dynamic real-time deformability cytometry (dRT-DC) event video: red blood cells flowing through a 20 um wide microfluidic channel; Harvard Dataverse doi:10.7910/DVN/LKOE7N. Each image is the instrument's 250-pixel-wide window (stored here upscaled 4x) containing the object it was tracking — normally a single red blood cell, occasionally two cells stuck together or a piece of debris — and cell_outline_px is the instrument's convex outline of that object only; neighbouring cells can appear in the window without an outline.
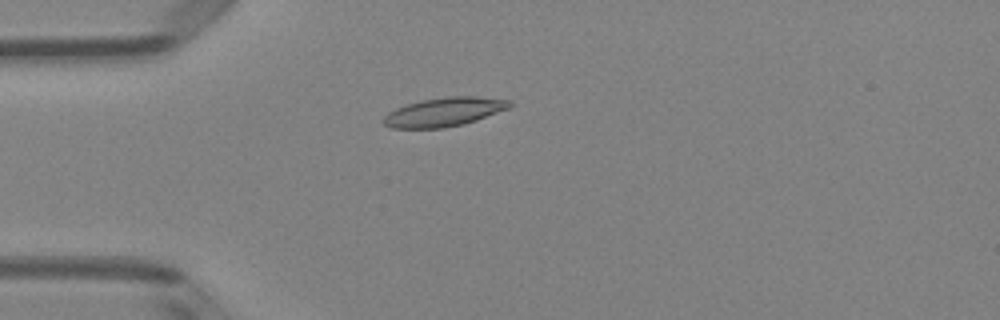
{"species": "Egyptian fruit bat (a non-hibernating species)", "species_latin": "Rousettus aegyptiacus", "temperature_condition": "room temperature", "stored_images_in_passage": 50, "camera_frame_rate_fps": 3000, "um_per_image_px": 0.085, "animal": {"sex": "female"}, "frame": {"image": 1, "passage_image": 14, "time_ms": 4.333, "image_size_px": [1000, 320], "cell_outline_px": [[512, 108], [464, 124], [444, 128], [392, 128], [384, 124], [380, 120], [388, 112], [396, 108], [420, 100], [448, 96], [476, 96], [512, 100]], "centroid_in_image_um": [37.78, 9.51], "position_along_channel_um": 47.2, "area_um2": 21.5}}
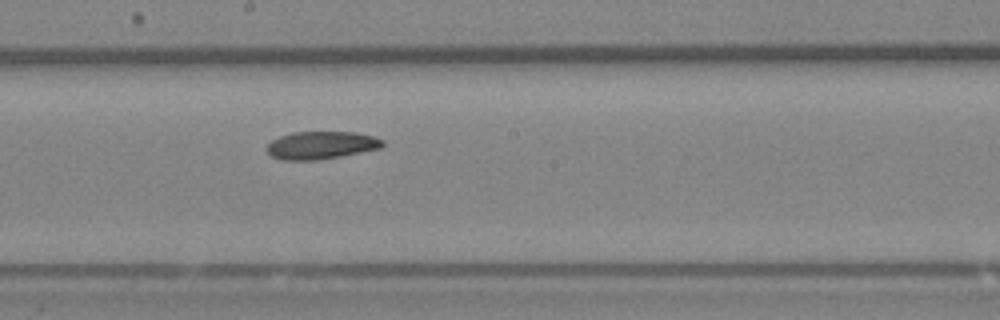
{"frame": {"image": 2, "passage_image": 28, "time_ms": 9.0, "image_size_px": [1000, 320], "cell_outline_px": [[384, 144], [380, 148], [340, 156], [312, 160], [280, 160], [272, 156], [264, 148], [272, 140], [280, 136], [292, 132], [356, 132], [372, 136], [384, 140]], "centroid_in_image_um": [27.26, 12.34], "position_along_channel_um": 220.9, "area_um2": 18.61}}
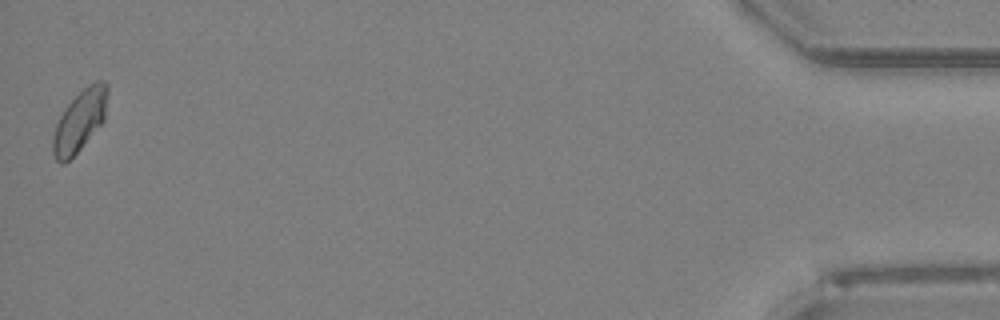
{"frame": {"image": 3, "passage_image": 50, "time_ms": 16.333, "image_size_px": [1000, 320], "cell_outline_px": [[108, 92], [104, 120], [80, 148], [64, 164], [60, 164], [56, 160], [52, 152], [52, 136], [56, 124], [60, 116], [68, 104], [88, 84], [96, 80], [104, 80], [108, 84]], "centroid_in_image_um": [6.77, 10.24], "position_along_channel_um": 428.4, "area_um2": 19.36}}